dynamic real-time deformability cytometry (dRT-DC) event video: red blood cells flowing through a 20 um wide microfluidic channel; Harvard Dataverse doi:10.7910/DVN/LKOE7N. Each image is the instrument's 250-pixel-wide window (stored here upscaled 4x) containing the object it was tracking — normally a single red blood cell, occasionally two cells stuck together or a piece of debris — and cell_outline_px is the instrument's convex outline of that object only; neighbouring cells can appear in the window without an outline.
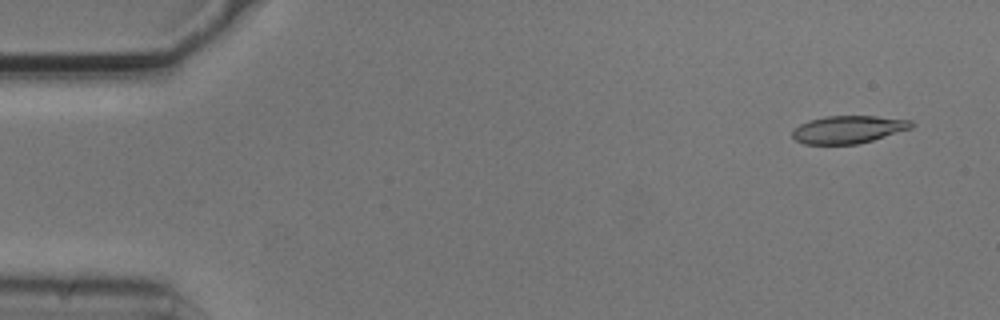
{"species": "common noctule bat (a hibernating species)", "species_latin": "Nyctalus noctula", "temperature_condition": "cold", "stored_images_in_passage": 7, "camera_frame_rate_fps": 3000, "um_per_image_px": 0.085, "animal": {"sex": "male", "body_mass_g": 20.5, "forearm_length_mm": 52.5}, "frame": {"image": 1, "passage_image": 1, "time_ms": 0.0, "image_size_px": [1000, 320], "cell_outline_px": [[912, 128], [872, 140], [856, 144], [804, 144], [796, 140], [792, 136], [792, 132], [800, 124], [808, 120], [824, 116], [876, 116], [912, 120]], "centroid_in_image_um": [72.09, 11.0], "position_along_channel_um": 12.9, "area_um2": 19.07}}
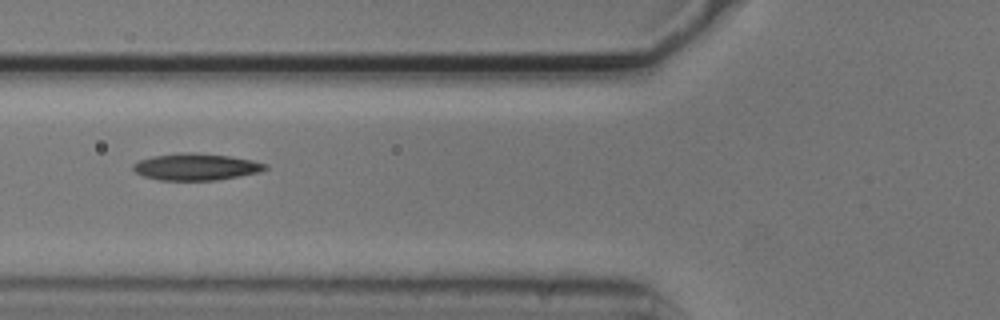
{"frame": {"image": 2, "passage_image": 6, "time_ms": 1.667, "image_size_px": [1000, 320], "cell_outline_px": [[268, 168], [260, 172], [220, 180], [160, 180], [144, 176], [136, 172], [132, 168], [132, 164], [140, 160], [152, 156], [184, 152], [192, 152], [228, 156], [252, 160], [268, 164]], "centroid_in_image_um": [16.68, 14.18], "position_along_channel_um": 109.1, "area_um2": 20.63}}
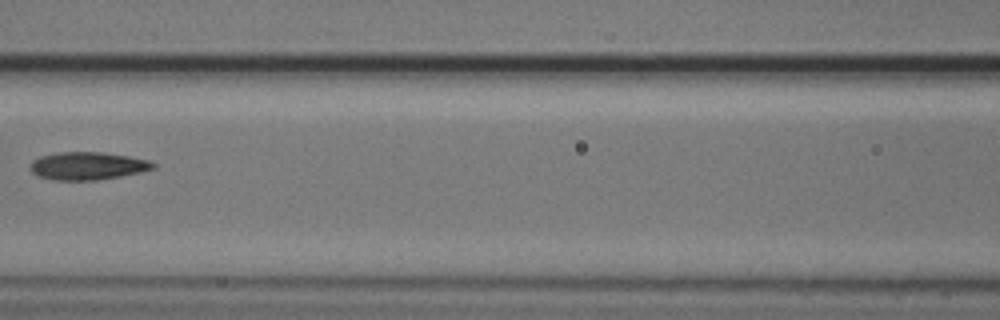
{"frame": {"image": 3, "passage_image": 7, "time_ms": 2.0, "image_size_px": [1000, 320], "cell_outline_px": [[156, 168], [140, 172], [100, 180], [52, 180], [36, 176], [28, 168], [32, 160], [40, 156], [60, 152], [100, 152], [128, 156], [152, 160], [156, 164]], "centroid_in_image_um": [7.43, 14.1], "position_along_channel_um": 159.2, "area_um2": 20.17}}